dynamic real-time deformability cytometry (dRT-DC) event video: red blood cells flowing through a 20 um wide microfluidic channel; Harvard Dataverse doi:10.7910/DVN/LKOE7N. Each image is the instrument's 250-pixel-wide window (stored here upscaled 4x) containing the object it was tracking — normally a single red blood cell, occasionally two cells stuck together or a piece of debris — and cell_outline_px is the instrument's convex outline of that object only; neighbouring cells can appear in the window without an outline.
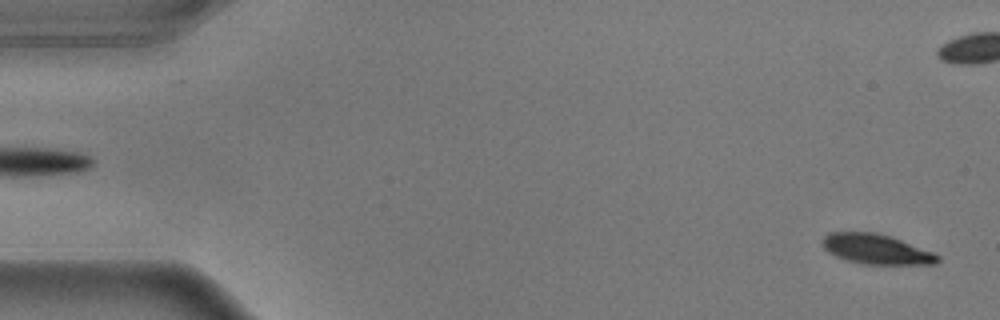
{"species": "common noctule bat (a hibernating species)", "species_latin": "Nyctalus noctula", "temperature_condition": "warm", "stored_images_in_passage": 11, "camera_frame_rate_fps": 3000, "um_per_image_px": 0.085, "animal": {"sex": "male", "body_mass_g": 17.9}, "frame": {"image": 1, "passage_image": 2, "time_ms": 0.333, "image_size_px": [1000, 320], "cell_outline_px": [[940, 260], [936, 264], [864, 264], [848, 260], [836, 256], [828, 252], [820, 244], [820, 240], [828, 232], [876, 232], [892, 236], [932, 252], [940, 256]], "centroid_in_image_um": [74.45, 21.16], "position_along_channel_um": 10.5, "area_um2": 20.23}}